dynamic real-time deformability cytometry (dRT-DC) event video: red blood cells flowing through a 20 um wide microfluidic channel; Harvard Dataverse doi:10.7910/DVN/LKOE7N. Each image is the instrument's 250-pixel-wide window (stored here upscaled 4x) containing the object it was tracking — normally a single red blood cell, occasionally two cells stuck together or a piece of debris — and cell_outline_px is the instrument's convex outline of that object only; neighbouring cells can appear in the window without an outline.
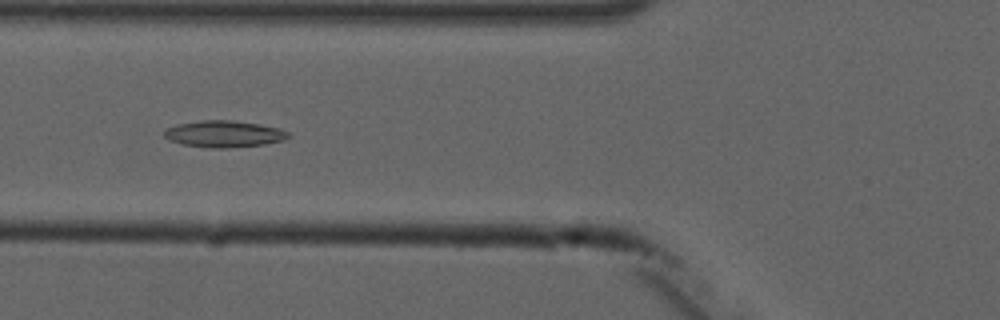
{"species": "common noctule bat (a hibernating species)", "species_latin": "Nyctalus noctula", "temperature_condition": "cold", "stored_images_in_passage": 9, "camera_frame_rate_fps": 3000, "um_per_image_px": 0.085, "animal": {"sex": "male", "forearm_length_mm": 52.5}, "frame": {"image": 1, "passage_image": 4, "time_ms": 3.667, "image_size_px": [1000, 320], "cell_outline_px": [[292, 136], [284, 140], [264, 144], [224, 148], [212, 148], [184, 144], [172, 140], [164, 136], [164, 132], [168, 128], [176, 124], [200, 120], [232, 120], [260, 124], [280, 128], [288, 132]], "centroid_in_image_um": [19.09, 11.37], "position_along_channel_um": 106.7, "area_um2": 19.13}}
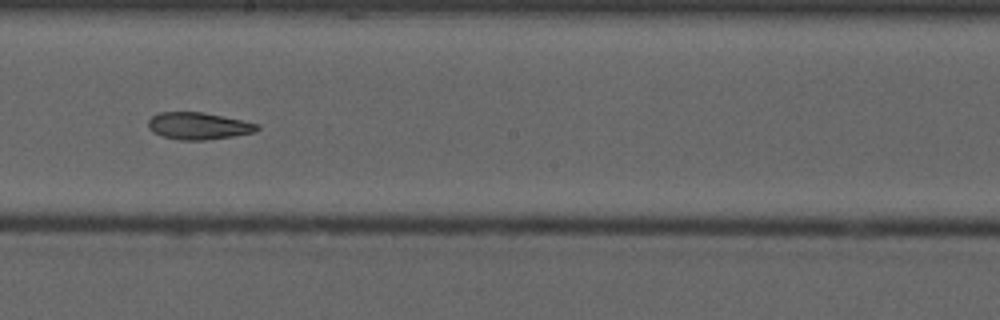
{"frame": {"image": 2, "passage_image": 7, "time_ms": 7.0, "image_size_px": [1000, 320], "cell_outline_px": [[260, 128], [256, 132], [232, 136], [204, 140], [180, 140], [160, 136], [152, 132], [148, 128], [148, 120], [156, 112], [204, 112], [260, 124]], "centroid_in_image_um": [16.84, 10.7], "position_along_channel_um": 231.4, "area_um2": 17.34}}
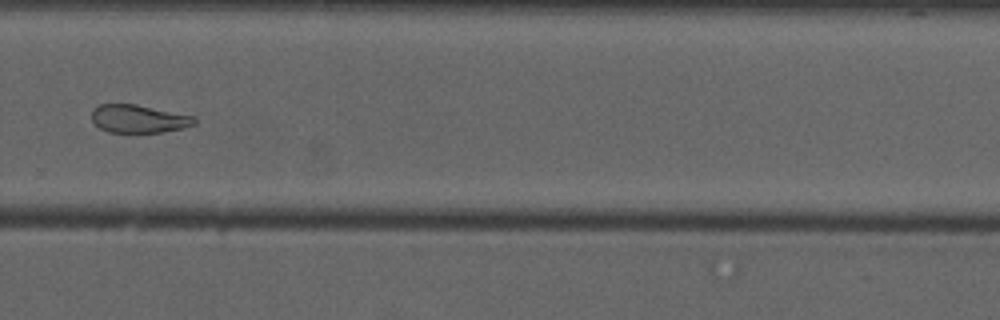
{"frame": {"image": 3, "passage_image": 9, "time_ms": 9.333, "image_size_px": [1000, 320], "cell_outline_px": [[196, 124], [184, 128], [160, 132], [108, 132], [100, 128], [92, 120], [92, 108], [100, 104], [136, 104], [196, 116]], "centroid_in_image_um": [11.81, 10.09], "position_along_channel_um": 318.0, "area_um2": 16.88}}